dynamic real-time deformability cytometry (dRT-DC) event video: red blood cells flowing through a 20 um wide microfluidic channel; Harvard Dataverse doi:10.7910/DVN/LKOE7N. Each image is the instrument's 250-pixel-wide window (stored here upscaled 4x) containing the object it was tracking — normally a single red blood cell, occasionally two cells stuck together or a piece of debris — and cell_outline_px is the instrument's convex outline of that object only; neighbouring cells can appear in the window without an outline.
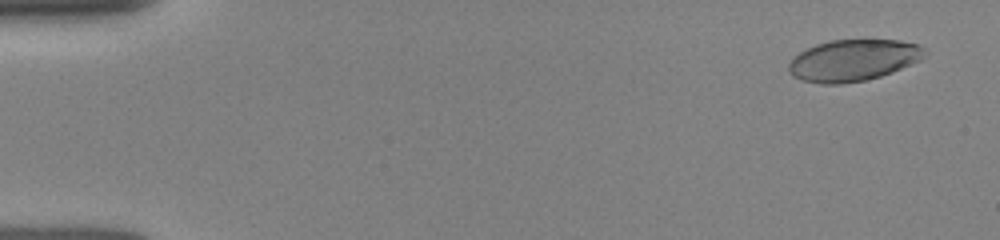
{"species": "human", "species_latin": "Homo sapiens", "temperature_condition": "room temperature", "stored_images_in_passage": 13, "camera_frame_rate_fps": 3000, "um_per_image_px": 0.085, "donor": {"sex": "female"}, "frame": {"image": 1, "passage_image": 2, "time_ms": 0.333, "image_size_px": [1000, 240], "cell_outline_px": [[924, 56], [920, 60], [892, 72], [880, 76], [864, 80], [840, 84], [820, 84], [804, 80], [792, 76], [788, 72], [788, 64], [792, 56], [816, 44], [832, 40], [900, 40], [916, 44], [924, 48]], "centroid_in_image_um": [72.48, 5.12], "position_along_channel_um": 12.5, "area_um2": 32.77}}
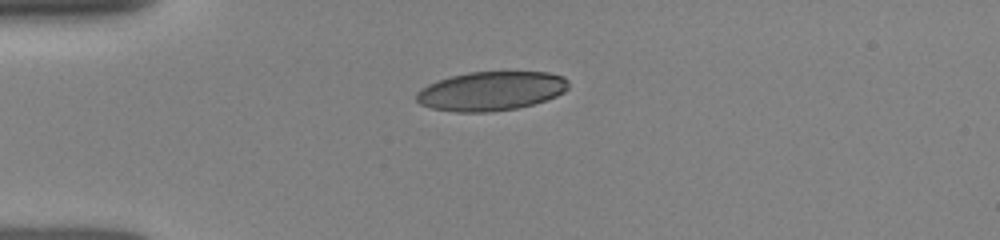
{"frame": {"image": 2, "passage_image": 10, "time_ms": 3.667, "image_size_px": [1000, 240], "cell_outline_px": [[568, 88], [564, 92], [556, 96], [532, 104], [516, 108], [488, 112], [456, 112], [432, 108], [420, 104], [416, 100], [416, 92], [420, 88], [428, 84], [452, 76], [468, 72], [548, 72], [564, 76], [568, 80]], "centroid_in_image_um": [41.73, 7.73], "position_along_channel_um": 43.3, "area_um2": 34.56}}
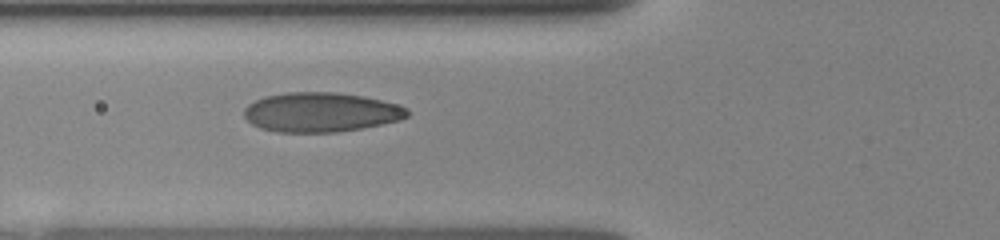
{"frame": {"image": 3, "passage_image": 13, "time_ms": 5.667, "image_size_px": [1000, 240], "cell_outline_px": [[408, 116], [400, 120], [360, 128], [336, 132], [276, 132], [260, 128], [252, 124], [244, 116], [244, 108], [248, 104], [264, 96], [288, 92], [336, 92], [364, 96], [396, 104], [408, 108]], "centroid_in_image_um": [27.25, 9.53], "position_along_channel_um": 98.6, "area_um2": 37.51}}